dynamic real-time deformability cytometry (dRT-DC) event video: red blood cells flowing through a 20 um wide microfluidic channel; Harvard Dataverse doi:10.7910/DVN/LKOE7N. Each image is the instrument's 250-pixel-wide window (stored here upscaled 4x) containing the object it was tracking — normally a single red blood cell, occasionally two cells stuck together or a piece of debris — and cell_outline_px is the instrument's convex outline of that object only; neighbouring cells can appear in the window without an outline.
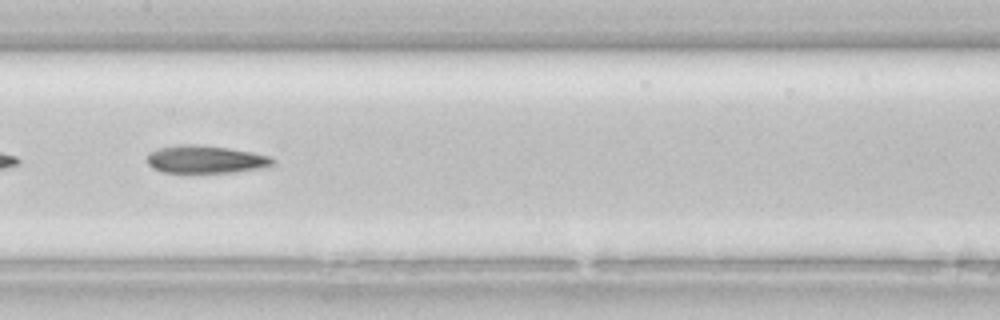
{"species": "common noctule bat (a hibernating species)", "species_latin": "Nyctalus noctula", "temperature_condition": "room temperature", "stored_images_in_passage": 32, "camera_frame_rate_fps": 3000, "um_per_image_px": 0.085, "animal": {"sex": "female", "body_mass_g": 22.7, "forearm_length_mm": 54.2}, "frame": {"image": 1, "passage_image": 14, "time_ms": 4.333, "image_size_px": [1000, 320], "cell_outline_px": [[272, 164], [268, 168], [232, 172], [160, 172], [152, 168], [148, 164], [148, 152], [160, 148], [180, 144], [196, 144], [228, 148], [252, 152], [268, 156], [272, 160]], "centroid_in_image_um": [17.45, 13.55], "position_along_channel_um": 189.9, "area_um2": 20.23}}